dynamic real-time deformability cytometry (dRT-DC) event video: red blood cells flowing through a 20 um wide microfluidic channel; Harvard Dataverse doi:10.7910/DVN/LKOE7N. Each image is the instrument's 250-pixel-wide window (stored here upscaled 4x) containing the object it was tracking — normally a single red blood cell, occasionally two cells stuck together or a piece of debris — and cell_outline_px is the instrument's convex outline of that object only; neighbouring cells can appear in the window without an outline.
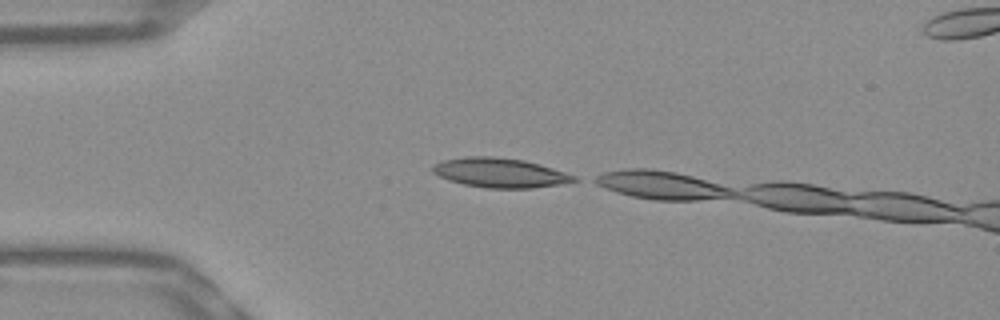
{"species": "Egyptian fruit bat (a non-hibernating species)", "species_latin": "Rousettus aegyptiacus", "temperature_condition": "warm", "stored_images_in_passage": 3, "camera_frame_rate_fps": 3000, "um_per_image_px": 0.085, "frame": {"image": 1, "passage_image": 1, "time_ms": 0.0, "image_size_px": [1000, 320], "cell_outline_px": [[580, 180], [532, 188], [484, 188], [464, 184], [448, 180], [432, 172], [432, 168], [436, 164], [444, 160], [464, 156], [492, 156], [524, 160], [540, 164], [576, 176]], "centroid_in_image_um": [42.49, 14.68], "position_along_channel_um": 42.5, "area_um2": 24.1}}